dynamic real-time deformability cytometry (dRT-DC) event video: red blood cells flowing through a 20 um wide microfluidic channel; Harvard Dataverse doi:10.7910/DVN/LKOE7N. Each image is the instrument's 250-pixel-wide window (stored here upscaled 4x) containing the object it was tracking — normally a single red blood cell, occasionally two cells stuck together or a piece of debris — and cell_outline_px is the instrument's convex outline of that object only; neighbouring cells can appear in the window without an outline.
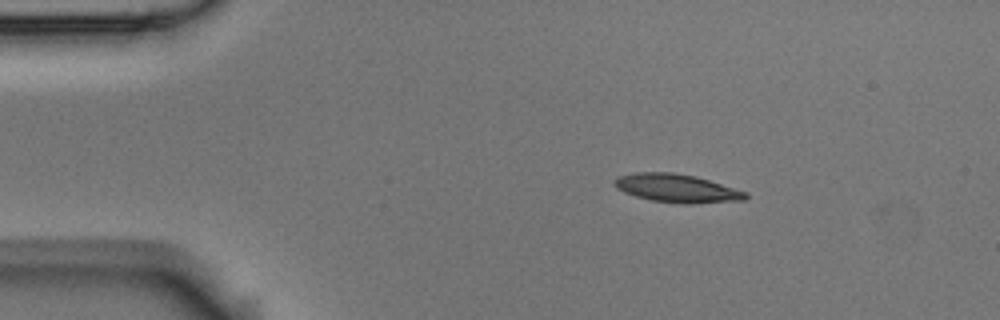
{"species": "Egyptian fruit bat (a non-hibernating species)", "species_latin": "Rousettus aegyptiacus", "temperature_condition": "room temperature", "stored_images_in_passage": 5, "segment_of_instrument_passage": [1, 2], "camera_frame_rate_fps": 3000, "um_per_image_px": 0.085, "animal": {"sex": "male"}, "frame": {"image": 1, "passage_image": 2, "time_ms": 0.333, "image_size_px": [1000, 320], "cell_outline_px": [[748, 196], [744, 200], [692, 204], [684, 204], [652, 200], [636, 196], [624, 192], [616, 188], [612, 184], [612, 180], [616, 176], [632, 172], [672, 172], [696, 176], [748, 192]], "centroid_in_image_um": [57.49, 15.99], "position_along_channel_um": 27.5, "area_um2": 21.91}}
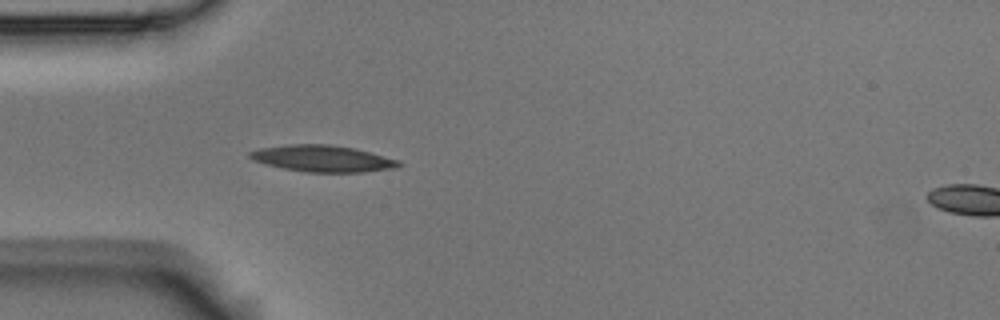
{"frame": {"image": 2, "passage_image": 4, "time_ms": 1.0, "image_size_px": [1000, 320], "cell_outline_px": [[400, 164], [396, 168], [364, 172], [304, 172], [264, 164], [252, 160], [248, 156], [248, 152], [260, 148], [292, 144], [328, 144], [352, 148], [400, 160]], "centroid_in_image_um": [27.38, 13.48], "position_along_channel_um": 57.6, "area_um2": 22.89}}